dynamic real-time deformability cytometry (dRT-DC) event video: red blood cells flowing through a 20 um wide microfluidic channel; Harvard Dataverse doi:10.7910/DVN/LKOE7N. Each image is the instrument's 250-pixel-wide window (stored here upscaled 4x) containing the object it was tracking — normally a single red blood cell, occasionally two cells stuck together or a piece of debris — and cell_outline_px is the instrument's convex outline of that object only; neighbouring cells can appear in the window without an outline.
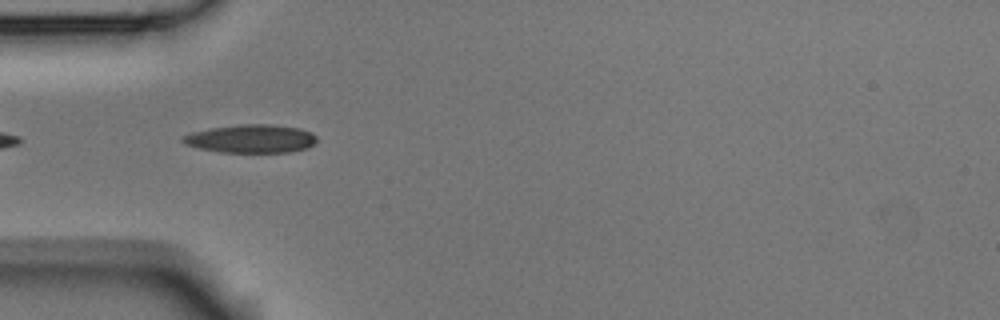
{"species": "Egyptian fruit bat (a non-hibernating species)", "species_latin": "Rousettus aegyptiacus", "temperature_condition": "room temperature", "stored_images_in_passage": 6, "camera_frame_rate_fps": 3000, "um_per_image_px": 0.085, "animal": {"sex": "male"}, "frame": {"image": 1, "passage_image": 5, "time_ms": 1.333, "image_size_px": [1000, 320], "cell_outline_px": [[316, 140], [308, 148], [288, 152], [220, 152], [200, 148], [184, 144], [180, 140], [180, 136], [192, 132], [208, 128], [244, 124], [268, 124], [300, 128], [312, 132], [316, 136]], "centroid_in_image_um": [21.31, 11.78], "position_along_channel_um": 63.7, "area_um2": 22.14}}
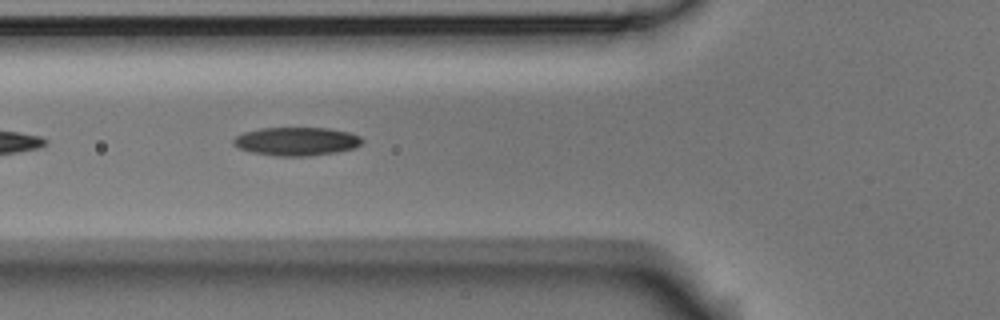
{"frame": {"image": 2, "passage_image": 6, "time_ms": 1.667, "image_size_px": [1000, 320], "cell_outline_px": [[364, 140], [356, 148], [336, 152], [308, 156], [280, 156], [252, 152], [236, 148], [232, 144], [232, 140], [236, 136], [244, 132], [260, 128], [328, 128], [348, 132], [360, 136]], "centroid_in_image_um": [25.18, 12.01], "position_along_channel_um": 100.6, "area_um2": 21.39}}